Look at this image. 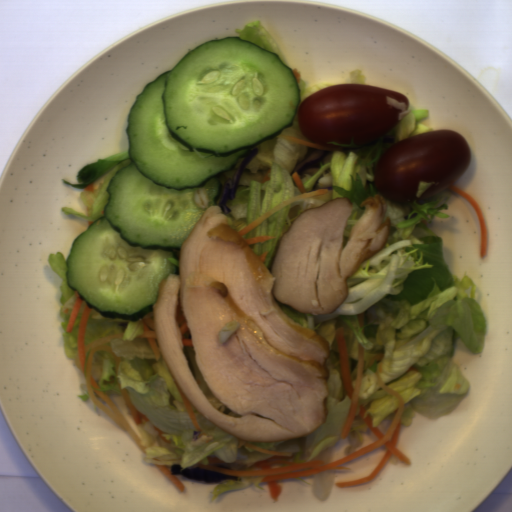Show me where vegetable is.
<instances>
[{"label": "vegetable", "instance_id": "vegetable-1", "mask_svg": "<svg viewBox=\"0 0 512 512\" xmlns=\"http://www.w3.org/2000/svg\"><path fill=\"white\" fill-rule=\"evenodd\" d=\"M450 193L425 200L394 202L385 199L382 222L390 219L385 245L346 278L348 294L331 314L302 313L274 298L280 309L305 328L329 341L326 356L327 406L321 426L304 438L282 442L248 443L262 449L292 453L291 461H316L342 438L351 401L343 381L336 329L343 327L353 387L358 346L364 348V367L358 403L349 432L363 442L368 425L359 412L370 415L372 427L393 420L401 396V424L412 426L415 413L430 420L454 412L465 399L470 383L454 357L462 340L472 354L484 351L487 319L476 299L477 286L465 271L460 280L444 257L441 236L427 226L436 217H449ZM365 311L364 326L358 313ZM384 353L369 367V361Z\"/></svg>", "mask_w": 512, "mask_h": 512}, {"label": "vegetable", "instance_id": "vegetable-2", "mask_svg": "<svg viewBox=\"0 0 512 512\" xmlns=\"http://www.w3.org/2000/svg\"><path fill=\"white\" fill-rule=\"evenodd\" d=\"M142 318L128 321L120 318H107L97 311H91L84 335L85 345L107 335L123 333L122 338L111 339V352L120 356L117 372L116 361L106 350L95 351L91 374L98 387L114 403L144 445L145 463L156 466L179 464L182 469L201 468L209 465L207 457H220L225 463L216 465L231 470L259 471L255 463L267 460L272 455L238 447L237 436L224 431L199 413L194 404L190 406L196 421L202 429L194 441L196 428L179 393L175 378L168 367L162 352L159 360L143 334ZM128 390L137 410L149 418L136 425L132 420L120 390ZM166 434L172 443L163 442L154 426Z\"/></svg>", "mask_w": 512, "mask_h": 512}, {"label": "vegetable", "instance_id": "vegetable-3", "mask_svg": "<svg viewBox=\"0 0 512 512\" xmlns=\"http://www.w3.org/2000/svg\"><path fill=\"white\" fill-rule=\"evenodd\" d=\"M386 104L401 110L398 114L399 123L393 130L369 144H355L354 137H351L350 143L325 142L338 148L323 149V156L302 172L300 179L306 192L327 190L325 195L288 204L242 235L246 239L257 236L276 237L267 241L247 244L258 257L268 252L264 265L270 271L281 237L290 228L296 216L337 197H347L353 206L344 232V250L354 225L366 211V207L361 206L362 202L370 196L380 195L376 184L375 169L382 153L405 139L434 131L432 126L421 122L430 117L429 110L407 108L406 102L397 101L387 96Z\"/></svg>", "mask_w": 512, "mask_h": 512}, {"label": "vegetable", "instance_id": "vegetable-4", "mask_svg": "<svg viewBox=\"0 0 512 512\" xmlns=\"http://www.w3.org/2000/svg\"><path fill=\"white\" fill-rule=\"evenodd\" d=\"M298 110L299 107L291 127L285 128L275 138L255 146L259 149L258 153L245 167L236 188L235 198L228 199L226 203L230 209L226 214L227 224L237 234L286 200L303 194L296 185L293 174L297 166L319 148L295 144L282 136L316 143L302 132L298 124ZM270 167L271 180L263 185L260 181Z\"/></svg>", "mask_w": 512, "mask_h": 512}, {"label": "vegetable", "instance_id": "vegetable-5", "mask_svg": "<svg viewBox=\"0 0 512 512\" xmlns=\"http://www.w3.org/2000/svg\"><path fill=\"white\" fill-rule=\"evenodd\" d=\"M129 151L130 149L99 158L96 162H90L79 168L76 172L78 183H69L61 178L65 185L73 189H85L96 180L103 178V182L99 184V187H95L94 192L80 191L79 193L81 200L87 206L88 214L75 211L71 207H62L61 210L93 223L104 217L105 205L110 199L108 183L117 172L131 163Z\"/></svg>", "mask_w": 512, "mask_h": 512}, {"label": "vegetable", "instance_id": "vegetable-6", "mask_svg": "<svg viewBox=\"0 0 512 512\" xmlns=\"http://www.w3.org/2000/svg\"><path fill=\"white\" fill-rule=\"evenodd\" d=\"M66 257L64 256L63 252L56 251L54 254H49L48 261L49 265L52 268V270L60 277L62 280L59 286L60 289V297L59 302L61 304V307L59 309V316L62 318L61 326L63 328L61 334L63 339V348H64V355L67 359H72L73 362H75L77 356H78V350H77V339H78V331H79V325L82 313L86 307V302L82 301L80 302L75 321L73 324V328L71 332H67V327L72 315V311L75 304V290L70 288L67 283V277H66V271H67V264H66Z\"/></svg>", "mask_w": 512, "mask_h": 512}, {"label": "vegetable", "instance_id": "vegetable-7", "mask_svg": "<svg viewBox=\"0 0 512 512\" xmlns=\"http://www.w3.org/2000/svg\"><path fill=\"white\" fill-rule=\"evenodd\" d=\"M235 33L238 34V38H240L242 41H249L273 52L285 64V58L277 42L274 40L264 24L260 21L245 25L244 28H237Z\"/></svg>", "mask_w": 512, "mask_h": 512}, {"label": "vegetable", "instance_id": "vegetable-8", "mask_svg": "<svg viewBox=\"0 0 512 512\" xmlns=\"http://www.w3.org/2000/svg\"><path fill=\"white\" fill-rule=\"evenodd\" d=\"M190 365L192 374L204 396V398L219 412L231 417H241L243 415L234 411L231 407L225 404L222 400H220L216 394L209 388V386L205 383L202 374L200 372L199 366L196 362V352L188 351Z\"/></svg>", "mask_w": 512, "mask_h": 512}, {"label": "vegetable", "instance_id": "vegetable-9", "mask_svg": "<svg viewBox=\"0 0 512 512\" xmlns=\"http://www.w3.org/2000/svg\"><path fill=\"white\" fill-rule=\"evenodd\" d=\"M237 476V475H235ZM241 481H227L221 480L220 483L215 487L211 501H214L219 495L227 492V491H236L240 489H245L248 486H255L260 489H264L260 487V483L263 481L264 477H239Z\"/></svg>", "mask_w": 512, "mask_h": 512}, {"label": "vegetable", "instance_id": "vegetable-10", "mask_svg": "<svg viewBox=\"0 0 512 512\" xmlns=\"http://www.w3.org/2000/svg\"><path fill=\"white\" fill-rule=\"evenodd\" d=\"M335 477V470L317 473L315 478L314 495L320 500H327L332 492Z\"/></svg>", "mask_w": 512, "mask_h": 512}, {"label": "vegetable", "instance_id": "vegetable-11", "mask_svg": "<svg viewBox=\"0 0 512 512\" xmlns=\"http://www.w3.org/2000/svg\"><path fill=\"white\" fill-rule=\"evenodd\" d=\"M297 85H298V89L300 92L299 104H298V108H299L305 99H307L308 97H310L317 91L322 90L327 87H330V86H335V85H340V84H336V83H332V82H324V83H317L312 86H309L304 80H299Z\"/></svg>", "mask_w": 512, "mask_h": 512}, {"label": "vegetable", "instance_id": "vegetable-12", "mask_svg": "<svg viewBox=\"0 0 512 512\" xmlns=\"http://www.w3.org/2000/svg\"><path fill=\"white\" fill-rule=\"evenodd\" d=\"M351 83L350 84H365L366 85V75L364 71L361 69H355L349 74Z\"/></svg>", "mask_w": 512, "mask_h": 512}, {"label": "vegetable", "instance_id": "vegetable-13", "mask_svg": "<svg viewBox=\"0 0 512 512\" xmlns=\"http://www.w3.org/2000/svg\"><path fill=\"white\" fill-rule=\"evenodd\" d=\"M435 185V181L426 182V181H419L417 185L416 190V196L417 198H420L422 195L426 193V191L430 188H432Z\"/></svg>", "mask_w": 512, "mask_h": 512}]
</instances>
